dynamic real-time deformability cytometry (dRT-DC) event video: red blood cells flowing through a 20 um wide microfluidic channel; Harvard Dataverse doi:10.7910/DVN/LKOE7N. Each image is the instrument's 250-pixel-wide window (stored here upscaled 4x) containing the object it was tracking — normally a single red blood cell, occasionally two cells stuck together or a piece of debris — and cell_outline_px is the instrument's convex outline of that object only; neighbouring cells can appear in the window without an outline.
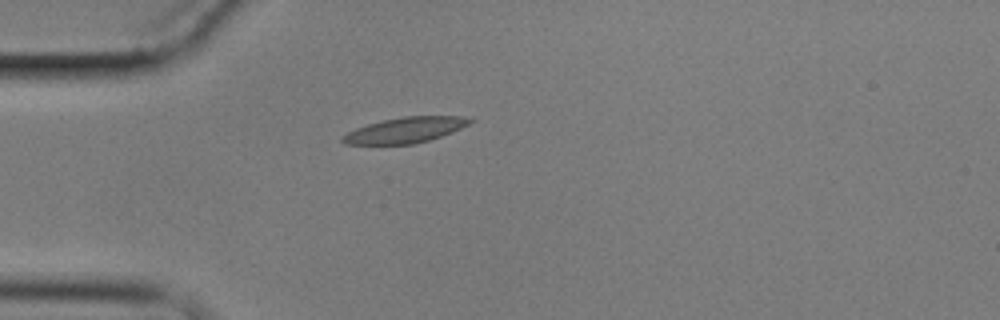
{"species": "common noctule bat (a hibernating species)", "species_latin": "Nyctalus noctula", "temperature_condition": "cold", "stored_images_in_passage": 4, "camera_frame_rate_fps": 3000, "um_per_image_px": 0.085, "animal": {"sex": "male", "body_mass_g": 17.9}, "frame": {"image": 1, "passage_image": 1, "time_ms": 0.0, "image_size_px": [1000, 320], "cell_outline_px": [[476, 120], [452, 132], [428, 140], [412, 144], [344, 144], [340, 140], [340, 136], [356, 128], [368, 124], [384, 120], [404, 116], [464, 116]], "centroid_in_image_um": [34.43, 11.05], "position_along_channel_um": 50.6, "area_um2": 18.84}}
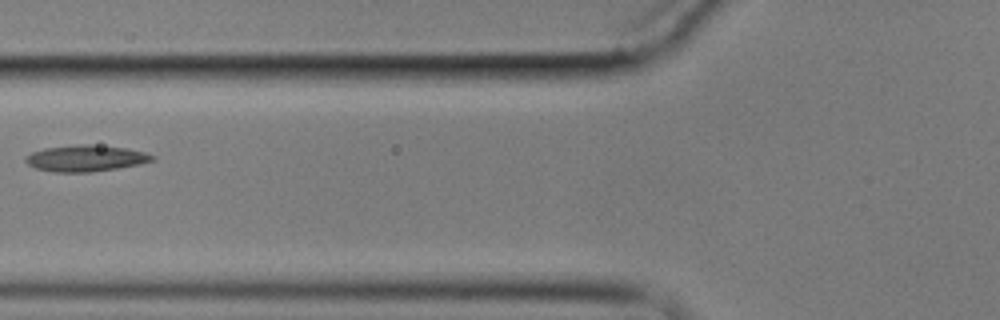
{"frame": {"image": 2, "passage_image": 3, "time_ms": 2.333, "image_size_px": [1000, 320], "cell_outline_px": [[156, 160], [140, 164], [92, 172], [52, 172], [36, 168], [28, 164], [24, 160], [32, 152], [44, 148], [80, 144], [92, 144], [124, 148], [144, 152], [156, 156]], "centroid_in_image_um": [7.3, 13.45], "position_along_channel_um": 118.5, "area_um2": 19.36}}
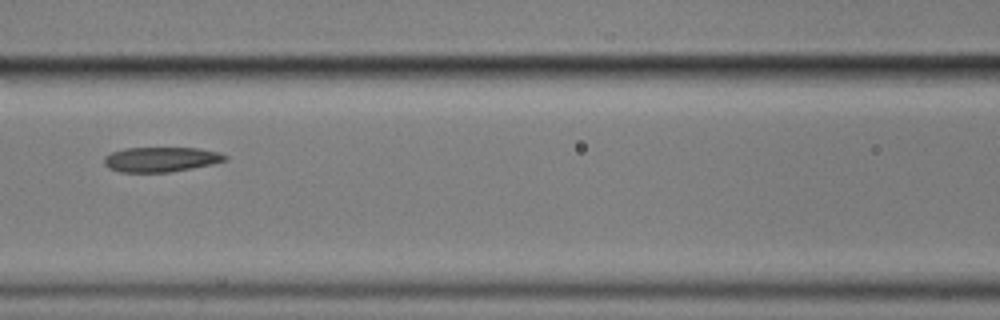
{"frame": {"image": 3, "passage_image": 4, "time_ms": 3.333, "image_size_px": [1000, 320], "cell_outline_px": [[228, 160], [212, 164], [192, 168], [168, 172], [120, 172], [108, 168], [104, 164], [104, 156], [112, 152], [124, 148], [196, 148], [220, 152], [228, 156]], "centroid_in_image_um": [13.68, 13.55], "position_along_channel_um": 152.9, "area_um2": 17.57}}